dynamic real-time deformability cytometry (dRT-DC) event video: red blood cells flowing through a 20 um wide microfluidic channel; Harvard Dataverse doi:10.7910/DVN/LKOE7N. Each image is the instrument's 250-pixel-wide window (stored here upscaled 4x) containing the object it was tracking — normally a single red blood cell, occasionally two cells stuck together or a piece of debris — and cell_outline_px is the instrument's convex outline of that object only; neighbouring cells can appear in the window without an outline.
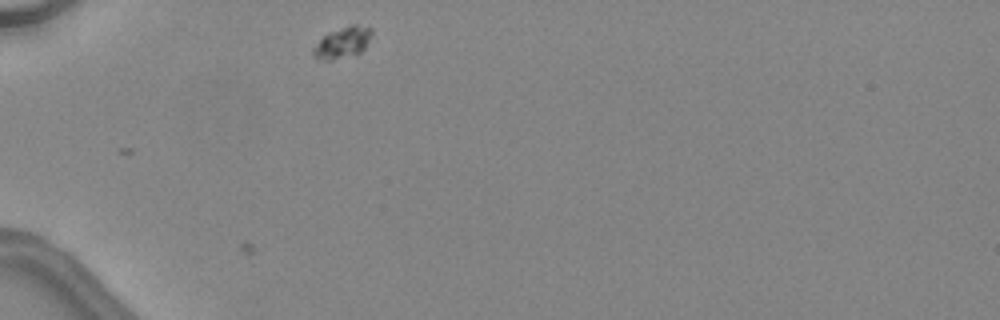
{"species": "common noctule bat (a hibernating species)", "species_latin": "Nyctalus noctula", "temperature_condition": "warm", "stored_images_in_passage": 10, "camera_frame_rate_fps": 3000, "um_per_image_px": 0.085, "animal": {"sex": "female", "body_mass_g": 24.6, "forearm_length_mm": 56.2}, "frame": {"image": 1, "passage_image": 1, "time_ms": 0.0, "image_size_px": [1000, 320], "cell_outline_px": [[372, 36], [364, 48], [356, 56], [332, 60], [316, 60], [312, 52], [312, 48], [324, 36], [348, 24], [356, 24], [372, 28]], "centroid_in_image_um": [29.14, 3.64], "position_along_channel_um": 55.9, "area_um2": 10.81}}